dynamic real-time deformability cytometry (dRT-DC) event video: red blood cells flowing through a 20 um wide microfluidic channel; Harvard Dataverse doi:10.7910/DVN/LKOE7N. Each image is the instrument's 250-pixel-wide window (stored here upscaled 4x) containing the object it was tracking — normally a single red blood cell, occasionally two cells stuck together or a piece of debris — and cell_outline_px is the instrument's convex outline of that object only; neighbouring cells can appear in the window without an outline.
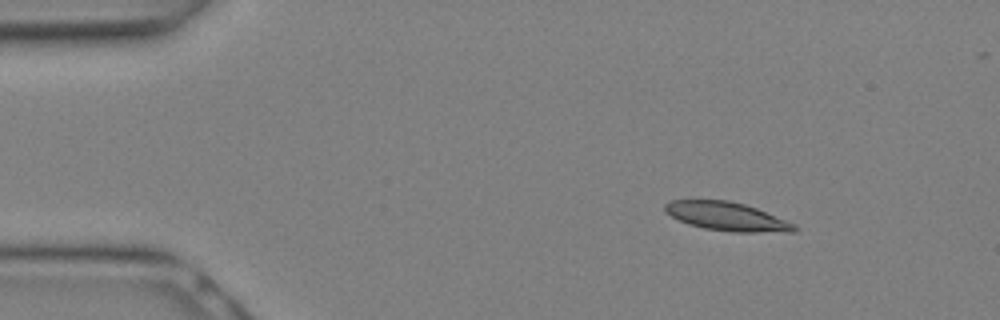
{"species": "Egyptian fruit bat (a non-hibernating species)", "species_latin": "Rousettus aegyptiacus", "temperature_condition": "warm", "stored_images_in_passage": 25, "camera_frame_rate_fps": 3000, "um_per_image_px": 0.085, "animal": {"sex": "female"}, "frame": {"image": 1, "passage_image": 1, "time_ms": 0.0, "image_size_px": [1000, 320], "cell_outline_px": [[800, 228], [796, 232], [732, 232], [704, 228], [688, 224], [672, 216], [664, 208], [664, 204], [672, 200], [728, 200], [744, 204], [756, 208], [796, 224]], "centroid_in_image_um": [61.84, 18.41], "position_along_channel_um": 23.2, "area_um2": 21.5}}
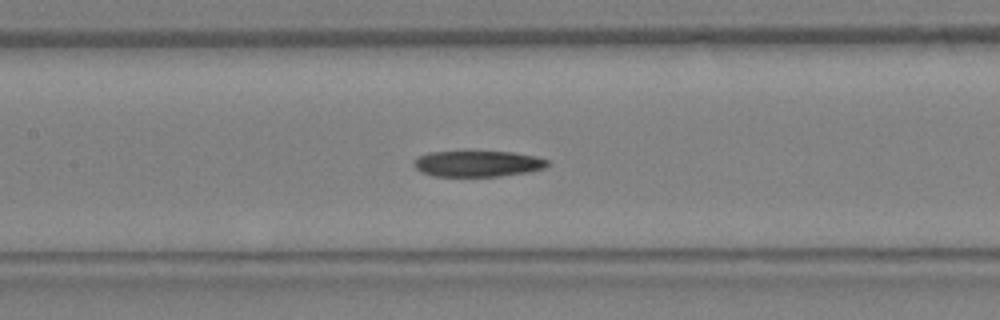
{"frame": {"image": 2, "passage_image": 10, "time_ms": 3.0, "image_size_px": [1000, 320], "cell_outline_px": [[548, 164], [544, 168], [528, 172], [500, 176], [436, 176], [420, 172], [412, 164], [416, 156], [428, 152], [464, 148], [512, 152], [536, 156], [548, 160]], "centroid_in_image_um": [40.52, 13.85], "position_along_channel_um": 166.9, "area_um2": 21.44}}
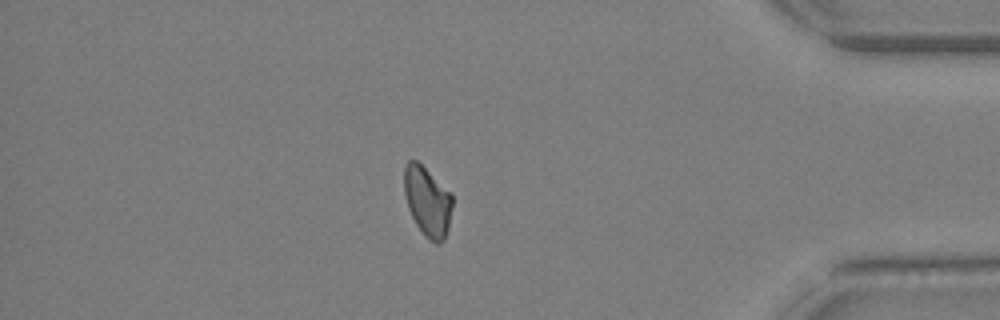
{"frame": {"image": 3, "passage_image": 21, "time_ms": 6.667, "image_size_px": [1000, 320], "cell_outline_px": [[452, 208], [448, 228], [444, 240], [440, 244], [436, 244], [428, 240], [424, 236], [416, 224], [408, 208], [404, 192], [404, 164], [408, 160], [416, 160], [452, 192]], "centroid_in_image_um": [36.34, 17.12], "position_along_channel_um": 398.9, "area_um2": 19.83}}